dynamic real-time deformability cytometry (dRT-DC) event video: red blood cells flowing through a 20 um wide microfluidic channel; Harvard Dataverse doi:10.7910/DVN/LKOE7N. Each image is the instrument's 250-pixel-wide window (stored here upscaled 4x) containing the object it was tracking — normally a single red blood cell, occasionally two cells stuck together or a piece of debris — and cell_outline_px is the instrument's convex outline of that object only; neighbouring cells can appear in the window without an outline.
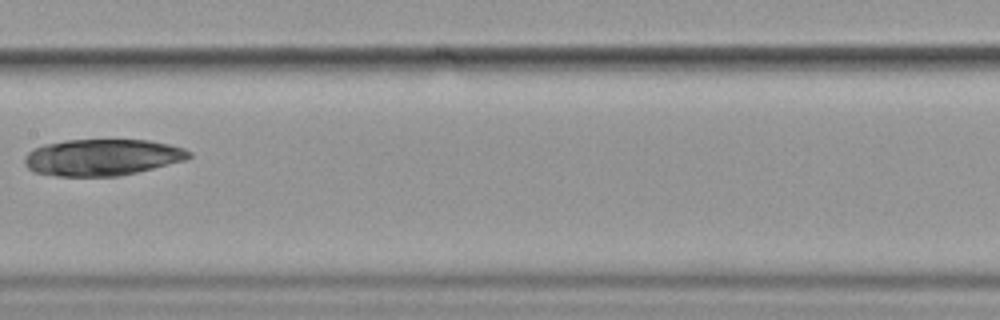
{"species": "common noctule bat (a hibernating species)", "species_latin": "Nyctalus noctula", "temperature_condition": "cold", "stored_images_in_passage": 6, "camera_frame_rate_fps": 3000, "um_per_image_px": 0.085, "animal": {"sex": "female", "body_mass_g": 19.9}, "frame": {"image": 1, "passage_image": 6, "time_ms": 6.0, "image_size_px": [1000, 320], "cell_outline_px": [[192, 156], [184, 160], [120, 176], [56, 176], [32, 172], [24, 164], [24, 156], [32, 148], [44, 144], [64, 140], [148, 140], [168, 144], [184, 148], [192, 152]], "centroid_in_image_um": [8.63, 13.37], "position_along_channel_um": 198.8, "area_um2": 35.08}}